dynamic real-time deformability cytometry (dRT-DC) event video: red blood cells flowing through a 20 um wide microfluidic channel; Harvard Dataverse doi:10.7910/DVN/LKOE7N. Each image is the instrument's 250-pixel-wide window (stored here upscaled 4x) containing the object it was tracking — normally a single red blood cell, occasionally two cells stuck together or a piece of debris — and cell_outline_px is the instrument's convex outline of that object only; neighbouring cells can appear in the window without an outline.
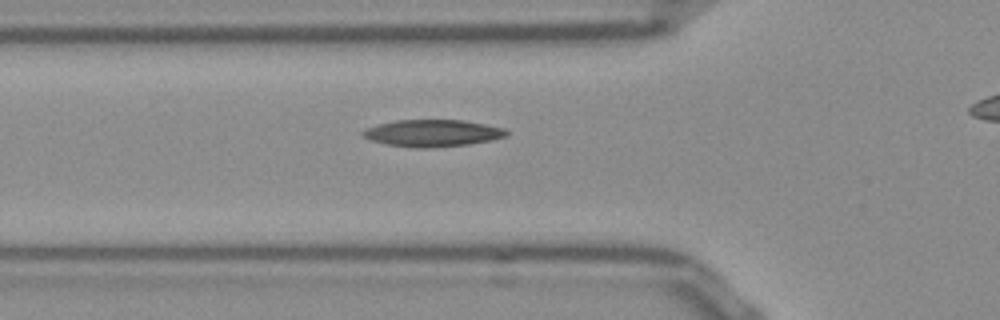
{"species": "Egyptian fruit bat (a non-hibernating species)", "species_latin": "Rousettus aegyptiacus", "temperature_condition": "room temperature", "stored_images_in_passage": 31, "camera_frame_rate_fps": 3000, "um_per_image_px": 0.085, "frame": {"image": 1, "passage_image": 2, "time_ms": 0.333, "image_size_px": [1000, 320], "cell_outline_px": [[508, 132], [504, 136], [492, 140], [468, 144], [428, 148], [420, 148], [388, 144], [372, 140], [364, 136], [360, 132], [364, 128], [396, 120], [464, 120], [504, 128]], "centroid_in_image_um": [36.76, 11.31], "position_along_channel_um": 89.0, "area_um2": 22.25}}
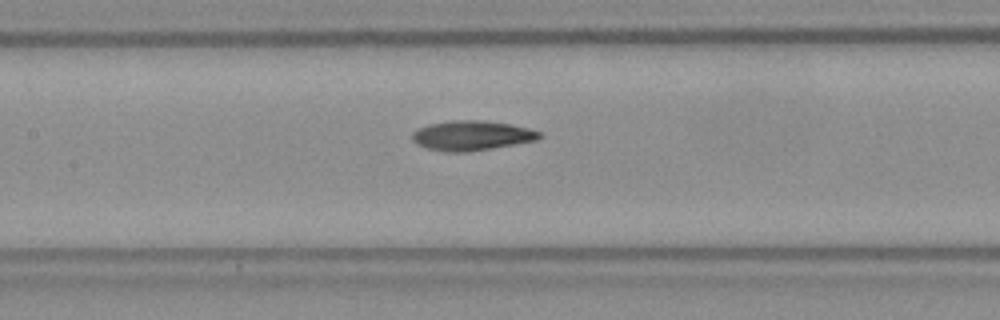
{"frame": {"image": 2, "passage_image": 8, "time_ms": 2.333, "image_size_px": [1000, 320], "cell_outline_px": [[540, 136], [536, 140], [492, 148], [468, 152], [444, 152], [428, 148], [416, 144], [412, 140], [412, 132], [416, 128], [428, 124], [456, 120], [480, 120], [508, 124], [528, 128], [540, 132]], "centroid_in_image_um": [40.02, 11.52], "position_along_channel_um": 167.4, "area_um2": 21.91}}
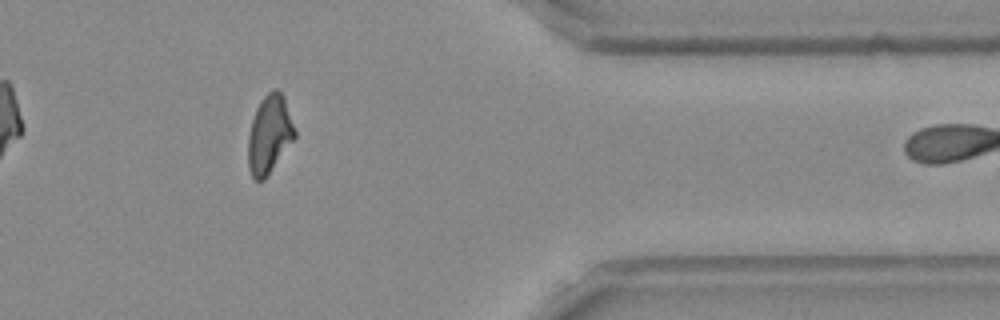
{"frame": {"image": 3, "passage_image": 27, "time_ms": 8.667, "image_size_px": [1000, 320], "cell_outline_px": [[296, 136], [264, 180], [256, 180], [252, 176], [248, 168], [248, 136], [252, 120], [256, 108], [260, 100], [272, 88], [276, 88], [284, 96], [296, 132]], "centroid_in_image_um": [22.89, 11.4], "position_along_channel_um": 388.5, "area_um2": 21.15}}